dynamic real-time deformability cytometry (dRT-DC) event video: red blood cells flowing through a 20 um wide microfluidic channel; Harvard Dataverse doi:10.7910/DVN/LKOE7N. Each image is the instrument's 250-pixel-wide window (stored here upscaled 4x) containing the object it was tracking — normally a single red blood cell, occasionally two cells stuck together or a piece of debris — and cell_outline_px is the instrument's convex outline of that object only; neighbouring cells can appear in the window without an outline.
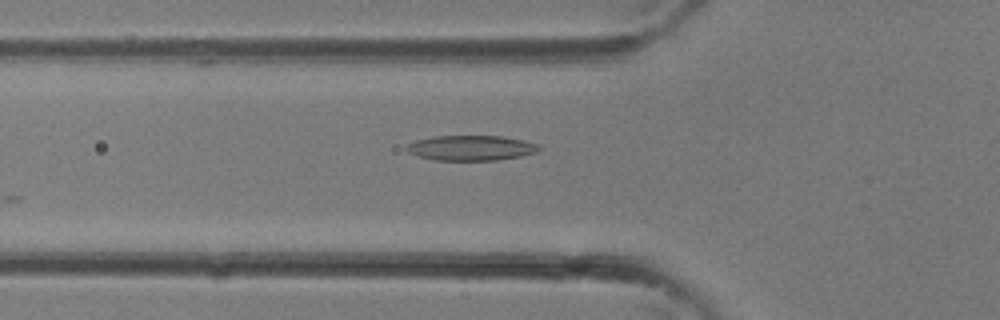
{"species": "common noctule bat (a hibernating species)", "species_latin": "Nyctalus noctula", "temperature_condition": "room temperature", "stored_images_in_passage": 25, "camera_frame_rate_fps": 3000, "um_per_image_px": 0.085, "animal": {"sex": "female"}, "frame": {"image": 1, "passage_image": 3, "time_ms": 0.667, "image_size_px": [1000, 320], "cell_outline_px": [[540, 148], [536, 152], [520, 156], [496, 160], [436, 160], [420, 156], [408, 152], [404, 148], [408, 144], [416, 140], [436, 136], [500, 136], [524, 140], [536, 144]], "centroid_in_image_um": [40.02, 12.57], "position_along_channel_um": 85.8, "area_um2": 19.13}}